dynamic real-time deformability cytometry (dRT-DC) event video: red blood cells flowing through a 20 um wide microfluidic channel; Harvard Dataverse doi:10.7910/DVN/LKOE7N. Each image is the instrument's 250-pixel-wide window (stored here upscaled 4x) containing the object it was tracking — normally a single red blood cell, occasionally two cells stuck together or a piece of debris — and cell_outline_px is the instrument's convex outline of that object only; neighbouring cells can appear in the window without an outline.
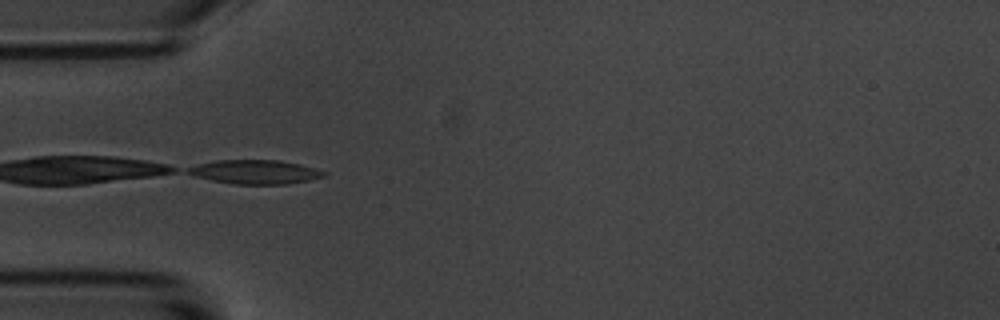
{"species": "common noctule bat (a hibernating species)", "species_latin": "Nyctalus noctula", "temperature_condition": "room temperature", "stored_images_in_passage": 15, "camera_frame_rate_fps": 3000, "um_per_image_px": 0.085, "animal": {"sex": "male", "body_mass_g": 20.1, "forearm_length_mm": 53.5}, "frame": {"image": 1, "passage_image": 5, "time_ms": 5.333, "image_size_px": [1000, 320], "cell_outline_px": [[328, 172], [324, 176], [308, 180], [284, 184], [232, 184], [192, 176], [184, 172], [184, 168], [196, 164], [216, 160], [280, 160], [300, 164]], "centroid_in_image_um": [21.59, 14.6], "position_along_channel_um": 63.4, "area_um2": 19.19}}
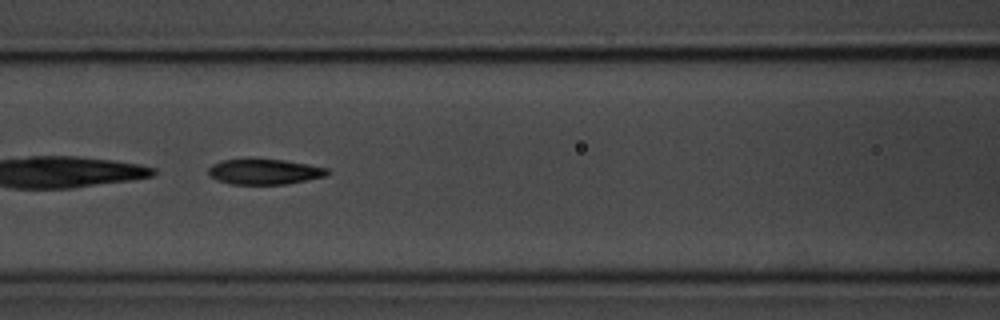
{"frame": {"image": 2, "passage_image": 7, "time_ms": 7.667, "image_size_px": [1000, 320], "cell_outline_px": [[328, 172], [324, 176], [284, 184], [232, 184], [216, 180], [208, 176], [208, 168], [212, 164], [220, 160], [284, 160], [308, 164], [328, 168]], "centroid_in_image_um": [22.41, 14.6], "position_along_channel_um": 144.2, "area_um2": 17.28}, "authors_computed_cell_mechanics": {"area_um2": 18.6694, "velocity_mm_per_s": 3.4731, "shape_relaxation_time_tau1_ms": 2.2543, "shape_relaxation_time_tau2_ms": 2.7555, "deformation_change_tau1": 0.1058, "deformation_change_tau2": 0.0863}}